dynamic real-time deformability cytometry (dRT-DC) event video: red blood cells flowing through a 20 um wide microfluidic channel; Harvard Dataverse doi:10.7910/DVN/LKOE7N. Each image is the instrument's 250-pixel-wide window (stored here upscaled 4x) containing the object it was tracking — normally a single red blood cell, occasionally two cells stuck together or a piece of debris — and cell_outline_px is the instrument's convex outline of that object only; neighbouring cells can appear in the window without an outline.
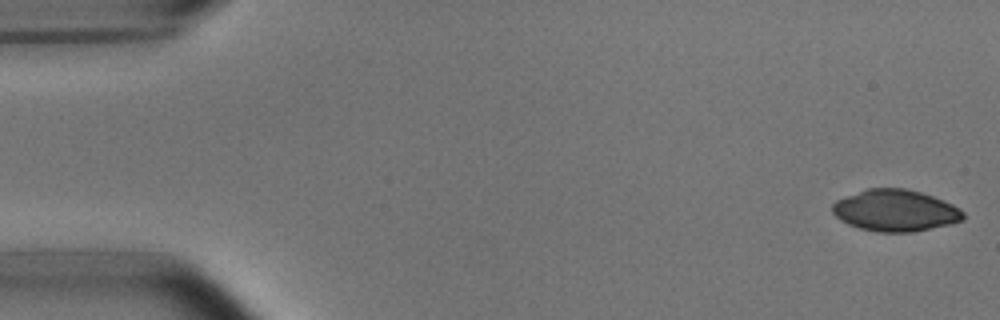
{"species": "common noctule bat (a hibernating species)", "species_latin": "Nyctalus noctula", "temperature_condition": "room temperature", "stored_images_in_passage": 52, "camera_frame_rate_fps": 3000, "um_per_image_px": 0.085, "animal": {"sex": "male", "body_mass_g": 15.6}, "frame": {"image": 1, "passage_image": 1, "time_ms": 0.0, "image_size_px": [1000, 320], "cell_outline_px": [[964, 220], [952, 224], [912, 232], [876, 232], [860, 228], [848, 224], [840, 220], [832, 212], [832, 204], [836, 200], [868, 188], [904, 188], [920, 192], [944, 200], [960, 208], [964, 212]], "centroid_in_image_um": [76.12, 17.9], "position_along_channel_um": 8.9, "area_um2": 31.79}}
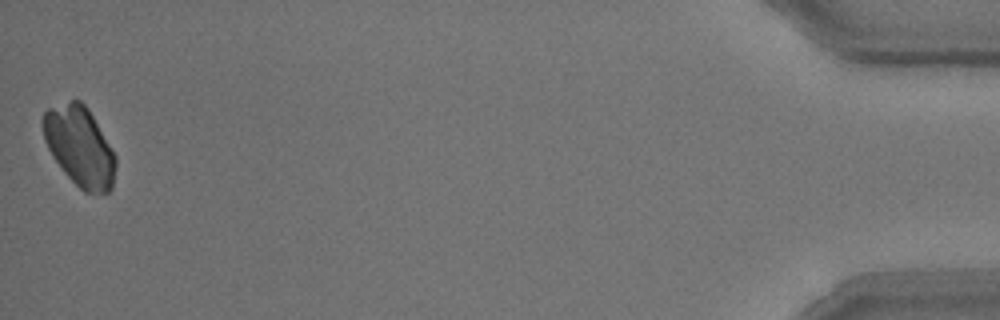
{"frame": {"image": 2, "passage_image": 52, "time_ms": 17.0, "image_size_px": [1000, 320], "cell_outline_px": [[116, 168], [112, 188], [108, 192], [84, 192], [64, 172], [52, 156], [44, 140], [40, 120], [44, 112], [48, 108], [72, 100], [80, 100], [88, 108], [116, 156]], "centroid_in_image_um": [6.75, 12.42], "position_along_channel_um": 428.5, "area_um2": 33.7}}